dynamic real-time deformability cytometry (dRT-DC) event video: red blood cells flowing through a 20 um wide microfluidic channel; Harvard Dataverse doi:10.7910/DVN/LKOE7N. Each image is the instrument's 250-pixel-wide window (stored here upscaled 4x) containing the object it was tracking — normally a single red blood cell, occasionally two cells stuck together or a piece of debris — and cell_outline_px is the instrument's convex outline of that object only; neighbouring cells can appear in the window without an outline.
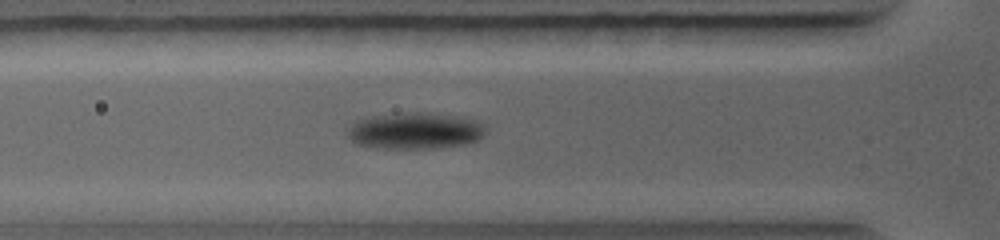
{"species": "common noctule bat (a hibernating species)", "species_latin": "Nyctalus noctula", "temperature_condition": "warm", "stored_images_in_passage": 15, "camera_frame_rate_fps": 5000, "um_per_image_px": 0.085, "animal": {"sex": "female", "body_mass_g": 19.0, "forearm_length_mm": 56.7}, "frame": {"image": 1, "passage_image": 6, "time_ms": 2.6, "image_size_px": [1000, 240], "cell_outline_px": [[484, 132], [476, 140], [464, 144], [432, 148], [384, 148], [356, 144], [348, 136], [348, 132], [360, 120], [372, 116], [416, 112], [476, 120], [484, 128]], "centroid_in_image_um": [35.26, 11.14], "position_along_channel_um": 90.5, "area_um2": 28.03}}
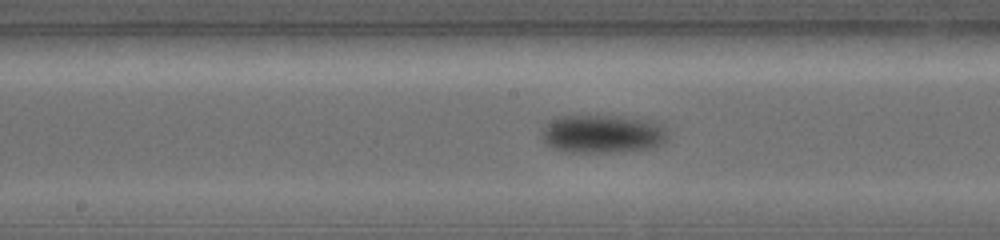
{"frame": {"image": 2, "passage_image": 11, "time_ms": 4.8, "image_size_px": [1000, 240], "cell_outline_px": [[668, 140], [664, 144], [652, 148], [624, 152], [564, 152], [552, 148], [544, 140], [540, 132], [548, 124], [564, 116], [624, 116], [660, 124], [664, 128], [668, 136]], "centroid_in_image_um": [51.26, 11.41], "position_along_channel_um": 196.9, "area_um2": 28.03}}
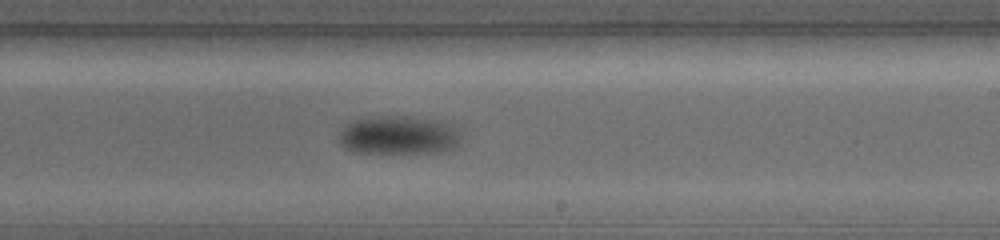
{"frame": {"image": 3, "passage_image": 14, "time_ms": 6.0, "image_size_px": [1000, 240], "cell_outline_px": [[460, 140], [452, 148], [440, 152], [356, 152], [340, 144], [340, 132], [348, 124], [356, 120], [376, 116], [396, 116], [424, 120], [448, 124], [456, 132]], "centroid_in_image_um": [33.81, 11.51], "position_along_channel_um": 255.2, "area_um2": 26.07}}